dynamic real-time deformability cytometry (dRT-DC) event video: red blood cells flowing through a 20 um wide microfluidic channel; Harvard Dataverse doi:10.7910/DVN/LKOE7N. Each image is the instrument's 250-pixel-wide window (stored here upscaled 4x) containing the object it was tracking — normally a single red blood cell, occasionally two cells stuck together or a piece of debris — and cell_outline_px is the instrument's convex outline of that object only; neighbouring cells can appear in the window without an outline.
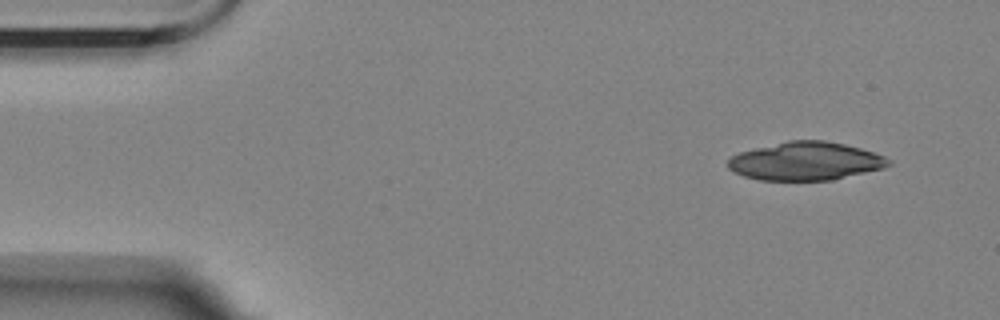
{"species": "Egyptian fruit bat (a non-hibernating species)", "species_latin": "Rousettus aegyptiacus", "temperature_condition": "room temperature", "stored_images_in_passage": 4, "camera_frame_rate_fps": 3000, "um_per_image_px": 0.085, "animal": {"sex": "female"}, "frame": {"image": 1, "passage_image": 1, "time_ms": 0.0, "image_size_px": [1000, 320], "cell_outline_px": [[892, 164], [884, 168], [832, 180], [760, 180], [744, 176], [732, 172], [728, 168], [728, 160], [732, 156], [740, 152], [788, 140], [824, 140], [844, 144], [860, 148], [884, 156], [892, 160]], "centroid_in_image_um": [68.49, 13.7], "position_along_channel_um": 16.5, "area_um2": 35.78}}